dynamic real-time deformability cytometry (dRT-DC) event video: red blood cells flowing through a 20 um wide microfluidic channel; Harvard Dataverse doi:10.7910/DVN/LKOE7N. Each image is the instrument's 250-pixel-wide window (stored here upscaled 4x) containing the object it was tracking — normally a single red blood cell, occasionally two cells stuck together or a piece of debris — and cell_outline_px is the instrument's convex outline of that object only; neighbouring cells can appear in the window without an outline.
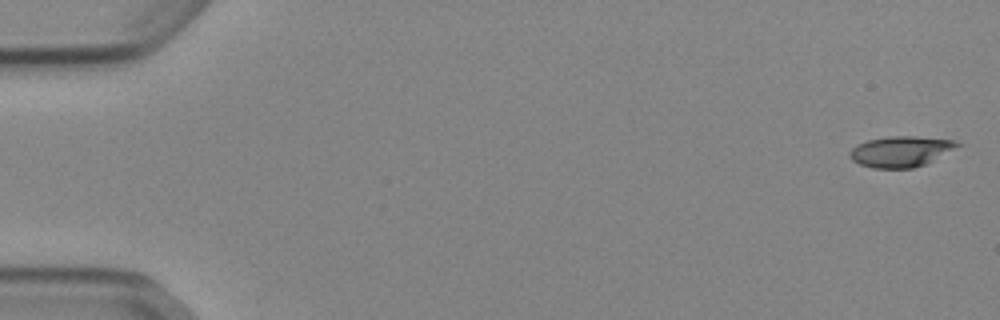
{"species": "Egyptian fruit bat (a non-hibernating species)", "species_latin": "Rousettus aegyptiacus", "temperature_condition": "cold", "stored_images_in_passage": 47, "camera_frame_rate_fps": 3000, "um_per_image_px": 0.085, "animal": {"sex": "female"}, "frame": {"image": 1, "passage_image": 1, "time_ms": 0.0, "image_size_px": [1000, 320], "cell_outline_px": [[964, 144], [924, 164], [912, 168], [872, 168], [860, 164], [852, 160], [848, 156], [848, 152], [856, 144], [868, 140], [888, 136], [912, 136], [956, 140]], "centroid_in_image_um": [76.54, 12.86], "position_along_channel_um": 8.5, "area_um2": 19.31}}
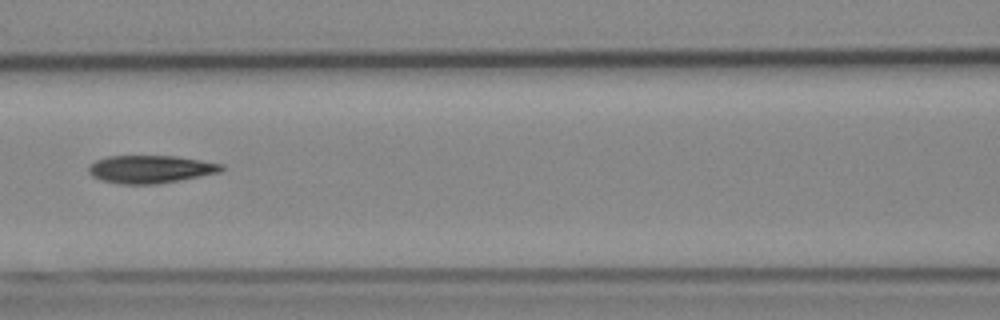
{"frame": {"image": 2, "passage_image": 24, "time_ms": 7.667, "image_size_px": [1000, 320], "cell_outline_px": [[224, 168], [220, 172], [200, 176], [156, 184], [120, 184], [100, 180], [92, 176], [88, 172], [88, 164], [96, 160], [108, 156], [176, 156], [224, 164]], "centroid_in_image_um": [12.75, 14.38], "position_along_channel_um": 153.8, "area_um2": 21.56}}
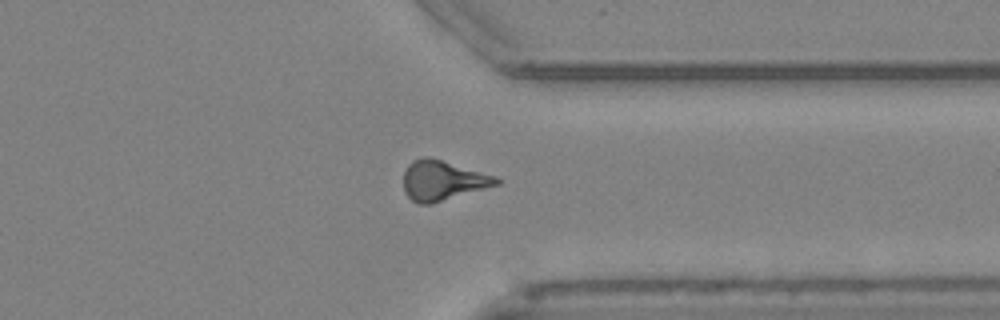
{"frame": {"image": 3, "passage_image": 41, "time_ms": 13.333, "image_size_px": [1000, 320], "cell_outline_px": [[504, 180], [500, 184], [432, 204], [416, 204], [404, 192], [404, 172], [408, 164], [412, 160], [428, 156], [496, 176]], "centroid_in_image_um": [37.64, 15.35], "position_along_channel_um": 373.8, "area_um2": 21.68}}